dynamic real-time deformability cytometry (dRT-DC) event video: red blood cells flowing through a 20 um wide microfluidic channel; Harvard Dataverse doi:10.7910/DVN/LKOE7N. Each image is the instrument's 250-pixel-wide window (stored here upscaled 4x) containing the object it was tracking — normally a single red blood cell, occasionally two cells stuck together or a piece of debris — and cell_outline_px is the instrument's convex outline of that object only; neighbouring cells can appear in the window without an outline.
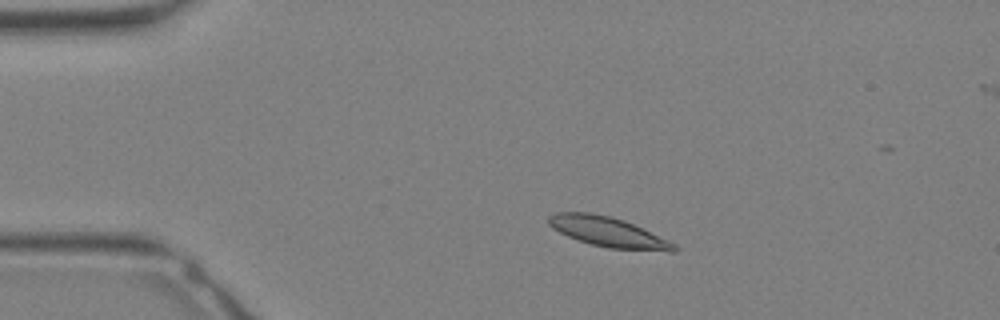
{"species": "Egyptian fruit bat (a non-hibernating species)", "species_latin": "Rousettus aegyptiacus", "temperature_condition": "warm", "stored_images_in_passage": 28, "camera_frame_rate_fps": 3000, "um_per_image_px": 0.085, "animal": {"sex": "female"}, "frame": {"image": 1, "passage_image": 2, "time_ms": 0.333, "image_size_px": [1000, 320], "cell_outline_px": [[680, 248], [676, 252], [668, 252], [608, 248], [592, 244], [568, 236], [552, 228], [548, 224], [548, 216], [556, 212], [588, 212], [608, 216], [624, 220], [668, 240], [676, 244]], "centroid_in_image_um": [51.73, 19.73], "position_along_channel_um": 33.3, "area_um2": 21.85}}
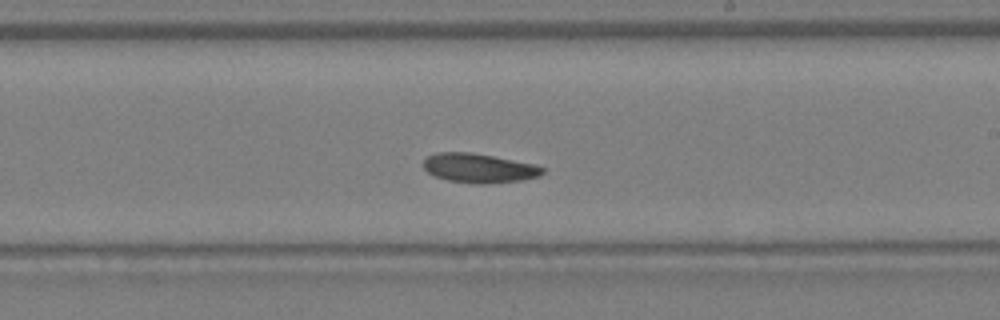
{"frame": {"image": 2, "passage_image": 15, "time_ms": 4.667, "image_size_px": [1000, 320], "cell_outline_px": [[544, 172], [536, 176], [524, 180], [484, 184], [476, 184], [448, 180], [432, 176], [424, 168], [424, 160], [428, 156], [436, 152], [468, 152], [492, 156], [532, 164], [544, 168]], "centroid_in_image_um": [40.66, 14.3], "position_along_channel_um": 248.3, "area_um2": 20.11}}
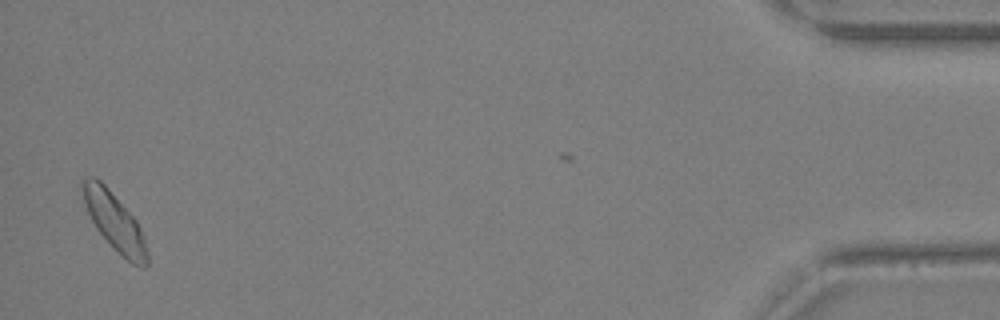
{"frame": {"image": 3, "passage_image": 28, "time_ms": 9.0, "image_size_px": [1000, 320], "cell_outline_px": [[148, 264], [144, 268], [132, 264], [96, 228], [84, 204], [80, 184], [80, 180], [88, 176], [96, 176], [108, 188], [136, 220], [144, 236], [148, 252]], "centroid_in_image_um": [9.72, 18.79], "position_along_channel_um": 425.5, "area_um2": 21.33}}